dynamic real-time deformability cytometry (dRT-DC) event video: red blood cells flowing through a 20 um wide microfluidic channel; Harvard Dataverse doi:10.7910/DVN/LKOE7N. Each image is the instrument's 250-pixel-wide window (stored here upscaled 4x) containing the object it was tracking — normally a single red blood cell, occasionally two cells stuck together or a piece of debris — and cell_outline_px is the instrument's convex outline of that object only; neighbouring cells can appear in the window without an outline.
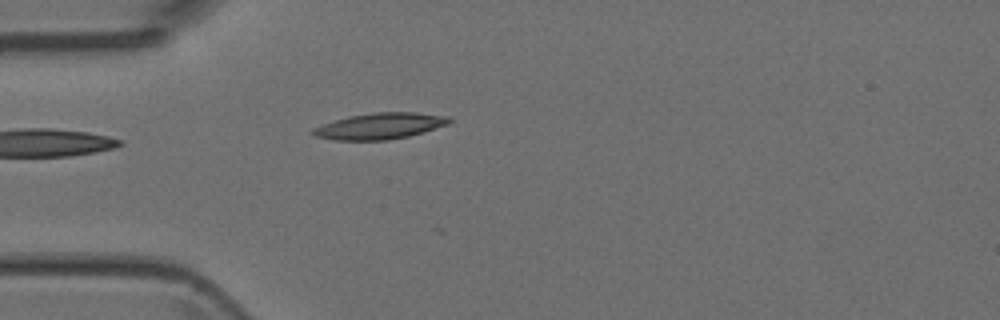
{"species": "Egyptian fruit bat (a non-hibernating species)", "species_latin": "Rousettus aegyptiacus", "temperature_condition": "room temperature", "stored_images_in_passage": 1, "camera_frame_rate_fps": 3000, "um_per_image_px": 0.085, "animal": {"sex": "female"}, "frame": {"image": 1, "passage_image": 1, "time_ms": 0.0, "image_size_px": [1000, 320], "cell_outline_px": [[452, 120], [448, 124], [424, 132], [408, 136], [388, 140], [336, 140], [316, 136], [308, 132], [312, 128], [348, 116], [372, 112], [416, 112], [448, 116]], "centroid_in_image_um": [32.29, 10.71], "position_along_channel_um": 52.7, "area_um2": 20.81}}